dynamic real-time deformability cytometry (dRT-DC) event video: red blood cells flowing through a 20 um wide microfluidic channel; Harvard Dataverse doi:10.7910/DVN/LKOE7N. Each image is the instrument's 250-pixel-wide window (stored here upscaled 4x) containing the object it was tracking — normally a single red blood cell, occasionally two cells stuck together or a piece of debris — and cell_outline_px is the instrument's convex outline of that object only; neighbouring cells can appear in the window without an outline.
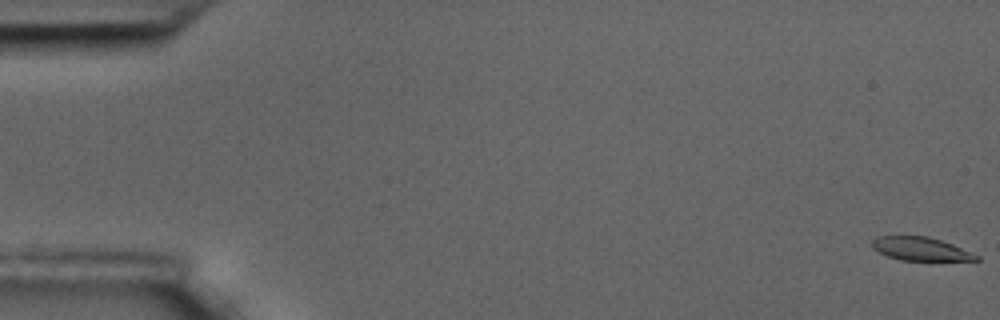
{"species": "common noctule bat (a hibernating species)", "species_latin": "Nyctalus noctula", "temperature_condition": "room temperature", "stored_images_in_passage": 61, "camera_frame_rate_fps": 3000, "um_per_image_px": 0.085, "animal": {"sex": "male", "body_mass_g": 17.5, "forearm_length_mm": 52.3}, "frame": {"image": 1, "passage_image": 1, "time_ms": 0.0, "image_size_px": [1000, 320], "cell_outline_px": [[980, 260], [900, 260], [888, 256], [872, 248], [872, 240], [876, 236], [928, 236], [952, 244], [980, 256]], "centroid_in_image_um": [78.23, 21.15], "position_along_channel_um": 6.8, "area_um2": 14.05}}
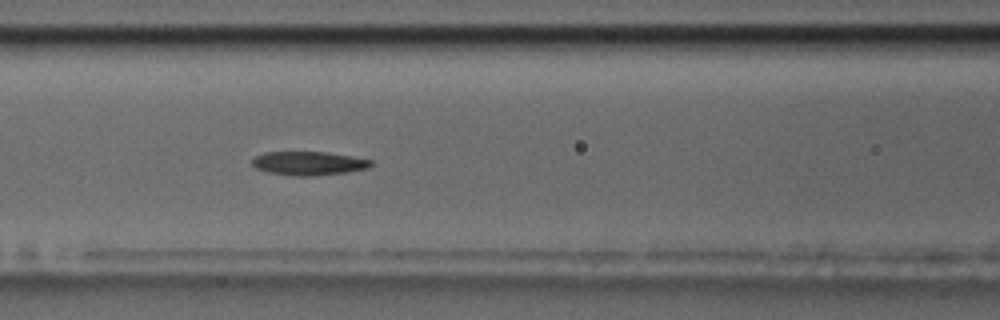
{"frame": {"image": 2, "passage_image": 26, "time_ms": 8.333, "image_size_px": [1000, 320], "cell_outline_px": [[372, 164], [368, 168], [344, 172], [312, 176], [292, 176], [268, 172], [256, 168], [252, 164], [252, 160], [256, 156], [264, 152], [328, 152], [352, 156], [372, 160]], "centroid_in_image_um": [26.22, 13.88], "position_along_channel_um": 140.4, "area_um2": 16.36}}
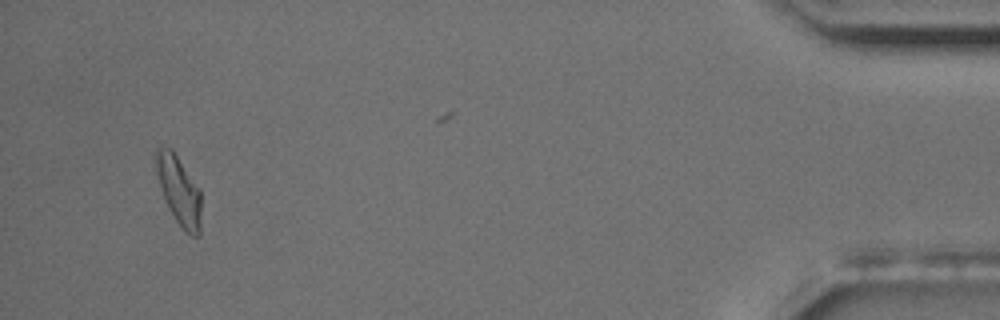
{"frame": {"image": 3, "passage_image": 57, "time_ms": 18.667, "image_size_px": [1000, 320], "cell_outline_px": [[200, 236], [192, 236], [184, 232], [176, 220], [160, 188], [156, 172], [156, 148], [160, 144], [172, 148], [200, 188]], "centroid_in_image_um": [15.21, 16.14], "position_along_channel_um": 420.0, "area_um2": 18.15}, "authors_computed_cell_mechanics": {"area_um2": 16.7042, "velocity_mm_per_s": 3.4326, "shape_relaxation_time_tau1_ms": 10.9209, "shape_relaxation_time_tau2_ms": 5.2567, "deformation_change_tau1": 0.2302, "deformation_change_tau2": 0.1276}}